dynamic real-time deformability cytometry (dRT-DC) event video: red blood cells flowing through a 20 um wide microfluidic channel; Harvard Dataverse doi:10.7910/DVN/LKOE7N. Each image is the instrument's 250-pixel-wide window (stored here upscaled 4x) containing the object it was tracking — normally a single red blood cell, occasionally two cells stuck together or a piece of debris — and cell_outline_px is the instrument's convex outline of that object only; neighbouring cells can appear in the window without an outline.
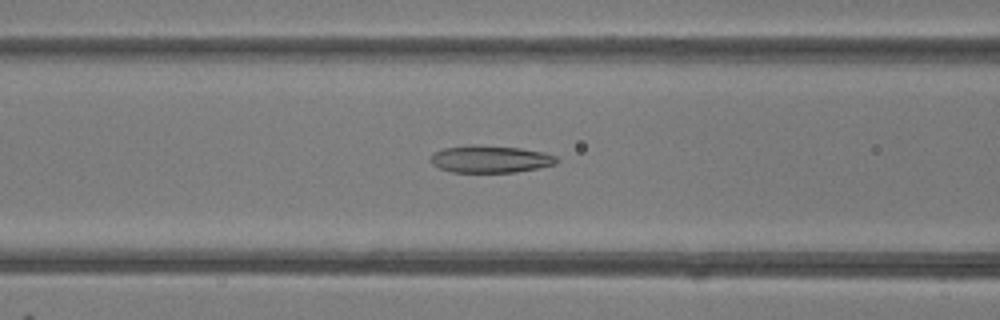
{"species": "common noctule bat (a hibernating species)", "species_latin": "Nyctalus noctula", "temperature_condition": "room temperature", "stored_images_in_passage": 49, "camera_frame_rate_fps": 3000, "um_per_image_px": 0.085, "animal": {"sex": "female"}, "frame": {"image": 1, "passage_image": 20, "time_ms": 6.333, "image_size_px": [1000, 320], "cell_outline_px": [[560, 160], [556, 164], [516, 172], [452, 172], [440, 168], [432, 164], [428, 160], [432, 152], [444, 148], [472, 144], [476, 144], [520, 148], [544, 152], [556, 156]], "centroid_in_image_um": [41.65, 13.51], "position_along_channel_um": 125.0, "area_um2": 20.23}}
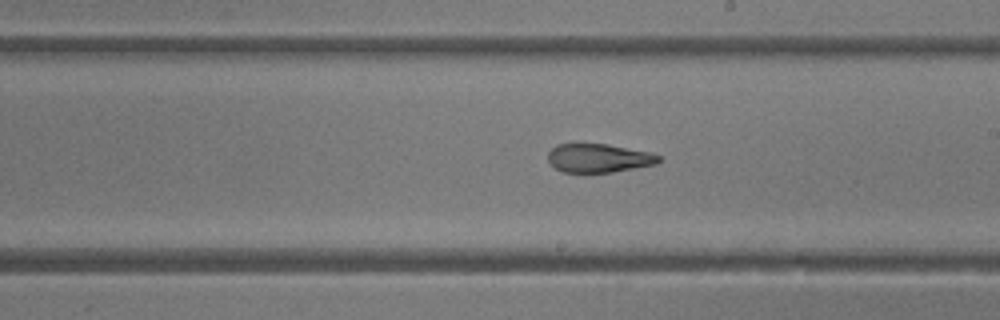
{"frame": {"image": 2, "passage_image": 28, "time_ms": 9.0, "image_size_px": [1000, 320], "cell_outline_px": [[660, 160], [656, 164], [612, 172], [584, 176], [560, 172], [548, 160], [548, 152], [556, 144], [608, 144], [652, 152], [660, 156]], "centroid_in_image_um": [50.85, 13.48], "position_along_channel_um": 238.1, "area_um2": 19.25}}
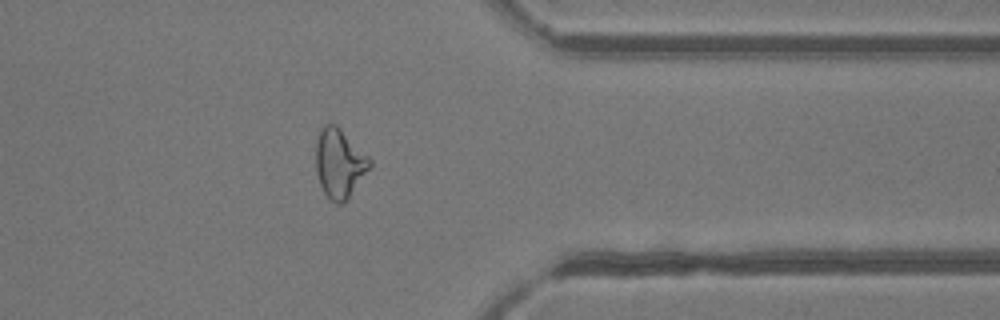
{"frame": {"image": 3, "passage_image": 39, "time_ms": 12.667, "image_size_px": [1000, 320], "cell_outline_px": [[372, 164], [344, 204], [336, 204], [324, 192], [320, 184], [316, 172], [316, 140], [320, 128], [324, 124], [336, 124], [372, 160]], "centroid_in_image_um": [28.83, 13.87], "position_along_channel_um": 382.6, "area_um2": 21.56}, "authors_computed_cell_mechanics": {"area_um2": 22.3108, "velocity_mm_per_s": 4.2406, "shape_relaxation_time_tau1_ms": null, "shape_relaxation_time_tau2_ms": 1.6318, "deformation_change_tau1": null, "deformation_change_tau2": 0.1025}}